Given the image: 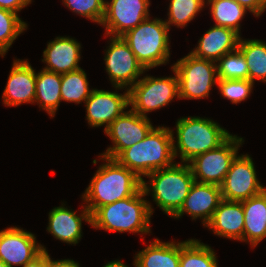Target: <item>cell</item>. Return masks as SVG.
<instances>
[{
    "label": "cell",
    "instance_id": "cell-39",
    "mask_svg": "<svg viewBox=\"0 0 266 267\" xmlns=\"http://www.w3.org/2000/svg\"><path fill=\"white\" fill-rule=\"evenodd\" d=\"M0 267H8L3 261L0 260Z\"/></svg>",
    "mask_w": 266,
    "mask_h": 267
},
{
    "label": "cell",
    "instance_id": "cell-2",
    "mask_svg": "<svg viewBox=\"0 0 266 267\" xmlns=\"http://www.w3.org/2000/svg\"><path fill=\"white\" fill-rule=\"evenodd\" d=\"M173 132L164 126L153 128L143 140L124 149L115 160L141 180L153 171L172 166L175 162Z\"/></svg>",
    "mask_w": 266,
    "mask_h": 267
},
{
    "label": "cell",
    "instance_id": "cell-14",
    "mask_svg": "<svg viewBox=\"0 0 266 267\" xmlns=\"http://www.w3.org/2000/svg\"><path fill=\"white\" fill-rule=\"evenodd\" d=\"M46 247L37 243L33 233L20 227L0 230V260L8 267L24 266Z\"/></svg>",
    "mask_w": 266,
    "mask_h": 267
},
{
    "label": "cell",
    "instance_id": "cell-11",
    "mask_svg": "<svg viewBox=\"0 0 266 267\" xmlns=\"http://www.w3.org/2000/svg\"><path fill=\"white\" fill-rule=\"evenodd\" d=\"M154 128L150 119L139 115L129 109L117 117L105 130V134L111 138L113 147L99 155L115 159L124 149L143 140Z\"/></svg>",
    "mask_w": 266,
    "mask_h": 267
},
{
    "label": "cell",
    "instance_id": "cell-13",
    "mask_svg": "<svg viewBox=\"0 0 266 267\" xmlns=\"http://www.w3.org/2000/svg\"><path fill=\"white\" fill-rule=\"evenodd\" d=\"M150 0L105 1V14L100 25L106 28L105 36H122L135 28L149 15Z\"/></svg>",
    "mask_w": 266,
    "mask_h": 267
},
{
    "label": "cell",
    "instance_id": "cell-22",
    "mask_svg": "<svg viewBox=\"0 0 266 267\" xmlns=\"http://www.w3.org/2000/svg\"><path fill=\"white\" fill-rule=\"evenodd\" d=\"M241 202L244 211V242L253 248L266 238V189Z\"/></svg>",
    "mask_w": 266,
    "mask_h": 267
},
{
    "label": "cell",
    "instance_id": "cell-17",
    "mask_svg": "<svg viewBox=\"0 0 266 267\" xmlns=\"http://www.w3.org/2000/svg\"><path fill=\"white\" fill-rule=\"evenodd\" d=\"M36 72L26 60L14 59L2 99L5 106L34 103Z\"/></svg>",
    "mask_w": 266,
    "mask_h": 267
},
{
    "label": "cell",
    "instance_id": "cell-8",
    "mask_svg": "<svg viewBox=\"0 0 266 267\" xmlns=\"http://www.w3.org/2000/svg\"><path fill=\"white\" fill-rule=\"evenodd\" d=\"M172 71L174 77L155 78L147 75L140 78L128 90L131 110L147 117L148 112L168 105L176 97L179 99V81L176 72Z\"/></svg>",
    "mask_w": 266,
    "mask_h": 267
},
{
    "label": "cell",
    "instance_id": "cell-27",
    "mask_svg": "<svg viewBox=\"0 0 266 267\" xmlns=\"http://www.w3.org/2000/svg\"><path fill=\"white\" fill-rule=\"evenodd\" d=\"M216 26L234 30L240 35V21L248 11L234 0H207Z\"/></svg>",
    "mask_w": 266,
    "mask_h": 267
},
{
    "label": "cell",
    "instance_id": "cell-35",
    "mask_svg": "<svg viewBox=\"0 0 266 267\" xmlns=\"http://www.w3.org/2000/svg\"><path fill=\"white\" fill-rule=\"evenodd\" d=\"M31 2L32 0H0V8L18 13Z\"/></svg>",
    "mask_w": 266,
    "mask_h": 267
},
{
    "label": "cell",
    "instance_id": "cell-32",
    "mask_svg": "<svg viewBox=\"0 0 266 267\" xmlns=\"http://www.w3.org/2000/svg\"><path fill=\"white\" fill-rule=\"evenodd\" d=\"M254 83L249 79H218L217 86L224 98L233 104L246 100L252 92Z\"/></svg>",
    "mask_w": 266,
    "mask_h": 267
},
{
    "label": "cell",
    "instance_id": "cell-16",
    "mask_svg": "<svg viewBox=\"0 0 266 267\" xmlns=\"http://www.w3.org/2000/svg\"><path fill=\"white\" fill-rule=\"evenodd\" d=\"M221 200V187L219 185L194 181L182 207L172 218L178 219L186 213L191 215L193 220L198 217L202 219V224L205 227L210 222Z\"/></svg>",
    "mask_w": 266,
    "mask_h": 267
},
{
    "label": "cell",
    "instance_id": "cell-28",
    "mask_svg": "<svg viewBox=\"0 0 266 267\" xmlns=\"http://www.w3.org/2000/svg\"><path fill=\"white\" fill-rule=\"evenodd\" d=\"M61 98L66 102L80 104L91 95L87 75L82 68L61 74Z\"/></svg>",
    "mask_w": 266,
    "mask_h": 267
},
{
    "label": "cell",
    "instance_id": "cell-3",
    "mask_svg": "<svg viewBox=\"0 0 266 267\" xmlns=\"http://www.w3.org/2000/svg\"><path fill=\"white\" fill-rule=\"evenodd\" d=\"M142 188L134 195L98 207L91 214V226L111 232L150 233L153 207L145 200Z\"/></svg>",
    "mask_w": 266,
    "mask_h": 267
},
{
    "label": "cell",
    "instance_id": "cell-25",
    "mask_svg": "<svg viewBox=\"0 0 266 267\" xmlns=\"http://www.w3.org/2000/svg\"><path fill=\"white\" fill-rule=\"evenodd\" d=\"M238 48L248 65V79L266 82V43L258 39L240 38Z\"/></svg>",
    "mask_w": 266,
    "mask_h": 267
},
{
    "label": "cell",
    "instance_id": "cell-10",
    "mask_svg": "<svg viewBox=\"0 0 266 267\" xmlns=\"http://www.w3.org/2000/svg\"><path fill=\"white\" fill-rule=\"evenodd\" d=\"M109 37L110 44L104 56L106 72L116 90L125 87L129 90L146 70L121 36Z\"/></svg>",
    "mask_w": 266,
    "mask_h": 267
},
{
    "label": "cell",
    "instance_id": "cell-5",
    "mask_svg": "<svg viewBox=\"0 0 266 267\" xmlns=\"http://www.w3.org/2000/svg\"><path fill=\"white\" fill-rule=\"evenodd\" d=\"M176 135L174 157L180 154L181 163H189L196 156L219 147L232 134L212 119L189 116L177 120Z\"/></svg>",
    "mask_w": 266,
    "mask_h": 267
},
{
    "label": "cell",
    "instance_id": "cell-1",
    "mask_svg": "<svg viewBox=\"0 0 266 267\" xmlns=\"http://www.w3.org/2000/svg\"><path fill=\"white\" fill-rule=\"evenodd\" d=\"M101 164L82 195L92 214L98 207L134 196L142 188V180L115 159L101 156Z\"/></svg>",
    "mask_w": 266,
    "mask_h": 267
},
{
    "label": "cell",
    "instance_id": "cell-18",
    "mask_svg": "<svg viewBox=\"0 0 266 267\" xmlns=\"http://www.w3.org/2000/svg\"><path fill=\"white\" fill-rule=\"evenodd\" d=\"M82 207L80 216L72 209L64 207L63 204L53 208L49 212L47 231L62 242L77 244L82 238V221L85 220L91 224L90 211L86 206Z\"/></svg>",
    "mask_w": 266,
    "mask_h": 267
},
{
    "label": "cell",
    "instance_id": "cell-30",
    "mask_svg": "<svg viewBox=\"0 0 266 267\" xmlns=\"http://www.w3.org/2000/svg\"><path fill=\"white\" fill-rule=\"evenodd\" d=\"M205 0H170L168 19L164 20L169 29L174 26L185 27L205 6Z\"/></svg>",
    "mask_w": 266,
    "mask_h": 267
},
{
    "label": "cell",
    "instance_id": "cell-12",
    "mask_svg": "<svg viewBox=\"0 0 266 267\" xmlns=\"http://www.w3.org/2000/svg\"><path fill=\"white\" fill-rule=\"evenodd\" d=\"M250 155H238L233 160L221 187L222 199L243 201L260 194L266 187L257 179Z\"/></svg>",
    "mask_w": 266,
    "mask_h": 267
},
{
    "label": "cell",
    "instance_id": "cell-9",
    "mask_svg": "<svg viewBox=\"0 0 266 267\" xmlns=\"http://www.w3.org/2000/svg\"><path fill=\"white\" fill-rule=\"evenodd\" d=\"M243 142V138L232 134L219 147L196 156L188 163L194 180L220 186Z\"/></svg>",
    "mask_w": 266,
    "mask_h": 267
},
{
    "label": "cell",
    "instance_id": "cell-6",
    "mask_svg": "<svg viewBox=\"0 0 266 267\" xmlns=\"http://www.w3.org/2000/svg\"><path fill=\"white\" fill-rule=\"evenodd\" d=\"M169 27L164 20L150 17L121 37L146 71L169 62Z\"/></svg>",
    "mask_w": 266,
    "mask_h": 267
},
{
    "label": "cell",
    "instance_id": "cell-33",
    "mask_svg": "<svg viewBox=\"0 0 266 267\" xmlns=\"http://www.w3.org/2000/svg\"><path fill=\"white\" fill-rule=\"evenodd\" d=\"M74 13L101 24L105 14V0H62Z\"/></svg>",
    "mask_w": 266,
    "mask_h": 267
},
{
    "label": "cell",
    "instance_id": "cell-37",
    "mask_svg": "<svg viewBox=\"0 0 266 267\" xmlns=\"http://www.w3.org/2000/svg\"><path fill=\"white\" fill-rule=\"evenodd\" d=\"M22 267H47V250H43L37 257Z\"/></svg>",
    "mask_w": 266,
    "mask_h": 267
},
{
    "label": "cell",
    "instance_id": "cell-31",
    "mask_svg": "<svg viewBox=\"0 0 266 267\" xmlns=\"http://www.w3.org/2000/svg\"><path fill=\"white\" fill-rule=\"evenodd\" d=\"M216 65L218 79H248V65L239 48L225 54Z\"/></svg>",
    "mask_w": 266,
    "mask_h": 267
},
{
    "label": "cell",
    "instance_id": "cell-23",
    "mask_svg": "<svg viewBox=\"0 0 266 267\" xmlns=\"http://www.w3.org/2000/svg\"><path fill=\"white\" fill-rule=\"evenodd\" d=\"M134 259L135 267H180V242H161L155 238Z\"/></svg>",
    "mask_w": 266,
    "mask_h": 267
},
{
    "label": "cell",
    "instance_id": "cell-36",
    "mask_svg": "<svg viewBox=\"0 0 266 267\" xmlns=\"http://www.w3.org/2000/svg\"><path fill=\"white\" fill-rule=\"evenodd\" d=\"M47 267H80V265L71 259L52 260L47 252Z\"/></svg>",
    "mask_w": 266,
    "mask_h": 267
},
{
    "label": "cell",
    "instance_id": "cell-21",
    "mask_svg": "<svg viewBox=\"0 0 266 267\" xmlns=\"http://www.w3.org/2000/svg\"><path fill=\"white\" fill-rule=\"evenodd\" d=\"M241 36L232 29L214 25L203 34L190 53L195 57L217 62L238 48Z\"/></svg>",
    "mask_w": 266,
    "mask_h": 267
},
{
    "label": "cell",
    "instance_id": "cell-4",
    "mask_svg": "<svg viewBox=\"0 0 266 267\" xmlns=\"http://www.w3.org/2000/svg\"><path fill=\"white\" fill-rule=\"evenodd\" d=\"M145 177L151 180L148 185L142 179V190L145 195L151 193L153 201L170 217L180 210L195 181L188 163H174Z\"/></svg>",
    "mask_w": 266,
    "mask_h": 267
},
{
    "label": "cell",
    "instance_id": "cell-7",
    "mask_svg": "<svg viewBox=\"0 0 266 267\" xmlns=\"http://www.w3.org/2000/svg\"><path fill=\"white\" fill-rule=\"evenodd\" d=\"M171 68L179 81V99H201L209 96L217 85V65L215 61L195 57L189 53Z\"/></svg>",
    "mask_w": 266,
    "mask_h": 267
},
{
    "label": "cell",
    "instance_id": "cell-20",
    "mask_svg": "<svg viewBox=\"0 0 266 267\" xmlns=\"http://www.w3.org/2000/svg\"><path fill=\"white\" fill-rule=\"evenodd\" d=\"M205 227H208L217 236L244 242L242 202L222 199Z\"/></svg>",
    "mask_w": 266,
    "mask_h": 267
},
{
    "label": "cell",
    "instance_id": "cell-26",
    "mask_svg": "<svg viewBox=\"0 0 266 267\" xmlns=\"http://www.w3.org/2000/svg\"><path fill=\"white\" fill-rule=\"evenodd\" d=\"M180 267H218L217 256L209 245L197 239L180 242Z\"/></svg>",
    "mask_w": 266,
    "mask_h": 267
},
{
    "label": "cell",
    "instance_id": "cell-38",
    "mask_svg": "<svg viewBox=\"0 0 266 267\" xmlns=\"http://www.w3.org/2000/svg\"><path fill=\"white\" fill-rule=\"evenodd\" d=\"M104 267H128V266L122 263L121 260H114L106 263Z\"/></svg>",
    "mask_w": 266,
    "mask_h": 267
},
{
    "label": "cell",
    "instance_id": "cell-34",
    "mask_svg": "<svg viewBox=\"0 0 266 267\" xmlns=\"http://www.w3.org/2000/svg\"><path fill=\"white\" fill-rule=\"evenodd\" d=\"M238 2L241 6L245 7L249 12H251L256 17L260 15L266 9V0H234Z\"/></svg>",
    "mask_w": 266,
    "mask_h": 267
},
{
    "label": "cell",
    "instance_id": "cell-19",
    "mask_svg": "<svg viewBox=\"0 0 266 267\" xmlns=\"http://www.w3.org/2000/svg\"><path fill=\"white\" fill-rule=\"evenodd\" d=\"M81 44L70 37H56L48 42L43 51L42 62L46 63L43 69L54 73L64 74L77 70L81 59Z\"/></svg>",
    "mask_w": 266,
    "mask_h": 267
},
{
    "label": "cell",
    "instance_id": "cell-24",
    "mask_svg": "<svg viewBox=\"0 0 266 267\" xmlns=\"http://www.w3.org/2000/svg\"><path fill=\"white\" fill-rule=\"evenodd\" d=\"M35 101L39 107L45 110L51 117L60 106L61 98V74L42 69L36 73Z\"/></svg>",
    "mask_w": 266,
    "mask_h": 267
},
{
    "label": "cell",
    "instance_id": "cell-15",
    "mask_svg": "<svg viewBox=\"0 0 266 267\" xmlns=\"http://www.w3.org/2000/svg\"><path fill=\"white\" fill-rule=\"evenodd\" d=\"M86 119L91 127L105 125L104 130L129 107V91L124 94L93 89L86 99Z\"/></svg>",
    "mask_w": 266,
    "mask_h": 267
},
{
    "label": "cell",
    "instance_id": "cell-29",
    "mask_svg": "<svg viewBox=\"0 0 266 267\" xmlns=\"http://www.w3.org/2000/svg\"><path fill=\"white\" fill-rule=\"evenodd\" d=\"M17 13L0 8V56L4 57L14 40L27 29Z\"/></svg>",
    "mask_w": 266,
    "mask_h": 267
}]
</instances>
